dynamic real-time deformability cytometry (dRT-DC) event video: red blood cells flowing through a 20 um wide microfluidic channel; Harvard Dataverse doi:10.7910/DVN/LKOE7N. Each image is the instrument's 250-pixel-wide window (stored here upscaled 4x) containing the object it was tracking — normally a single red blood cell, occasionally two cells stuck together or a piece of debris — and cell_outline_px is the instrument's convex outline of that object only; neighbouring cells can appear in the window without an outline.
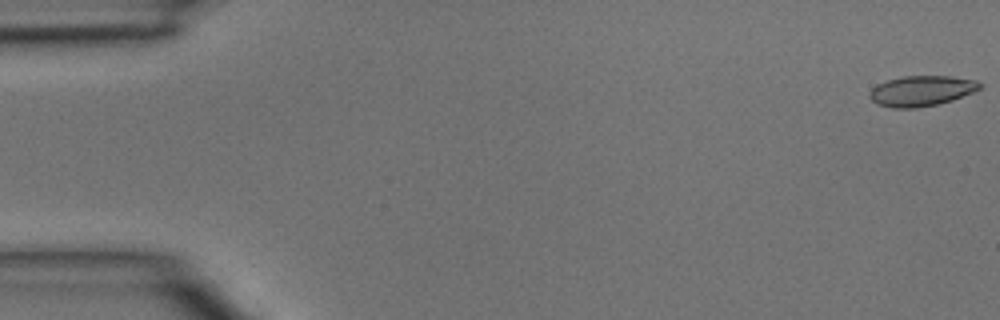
{"species": "common noctule bat (a hibernating species)", "species_latin": "Nyctalus noctula", "temperature_condition": "room temperature", "stored_images_in_passage": 4, "camera_frame_rate_fps": 3000, "um_per_image_px": 0.085, "animal": {"sex": "male", "body_mass_g": 15.6}, "frame": {"image": 1, "passage_image": 1, "time_ms": 0.0, "image_size_px": [1000, 320], "cell_outline_px": [[984, 84], [976, 92], [952, 100], [936, 104], [916, 108], [892, 108], [876, 104], [868, 96], [868, 92], [876, 84], [888, 80], [904, 76], [948, 76], [976, 80]], "centroid_in_image_um": [78.32, 7.73], "position_along_channel_um": 6.7, "area_um2": 19.71}}